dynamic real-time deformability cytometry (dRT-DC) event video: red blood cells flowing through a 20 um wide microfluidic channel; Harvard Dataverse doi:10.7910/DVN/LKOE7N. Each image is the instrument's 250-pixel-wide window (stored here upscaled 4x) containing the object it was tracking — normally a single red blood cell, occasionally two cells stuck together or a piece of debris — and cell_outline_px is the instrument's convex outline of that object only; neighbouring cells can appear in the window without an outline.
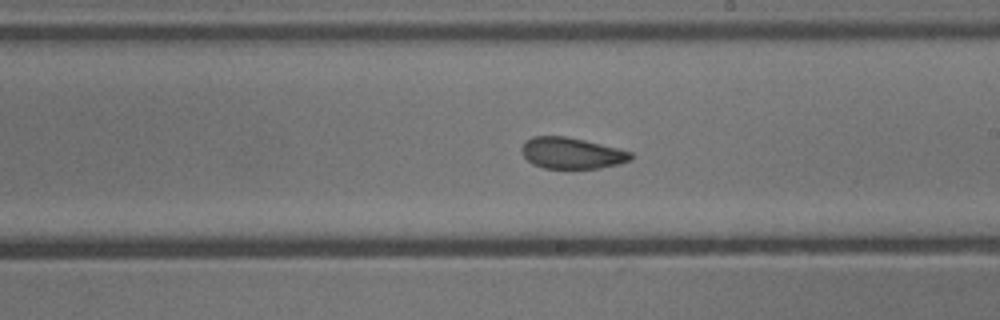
{"species": "common noctule bat (a hibernating species)", "species_latin": "Nyctalus noctula", "temperature_condition": "cold", "stored_images_in_passage": 37, "camera_frame_rate_fps": 3000, "um_per_image_px": 0.085, "animal": {"sex": "male", "body_mass_g": 13.3}, "frame": {"image": 1, "passage_image": 14, "time_ms": 4.333, "image_size_px": [1000, 320], "cell_outline_px": [[632, 160], [620, 164], [600, 168], [544, 168], [532, 164], [524, 156], [520, 148], [524, 140], [532, 136], [564, 136], [584, 140], [632, 152]], "centroid_in_image_um": [48.56, 13.01], "position_along_channel_um": 240.4, "area_um2": 19.88}}
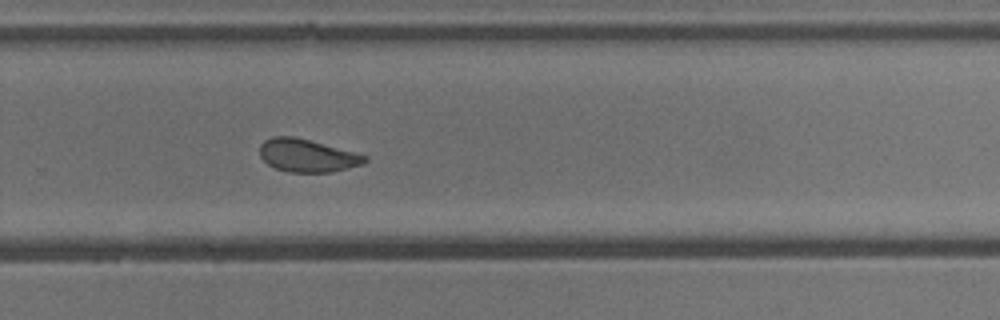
{"frame": {"image": 2, "passage_image": 19, "time_ms": 6.0, "image_size_px": [1000, 320], "cell_outline_px": [[368, 160], [364, 164], [332, 172], [288, 172], [276, 168], [268, 164], [260, 156], [260, 144], [264, 140], [272, 136], [292, 136], [308, 140], [368, 156]], "centroid_in_image_um": [26.1, 13.23], "position_along_channel_um": 303.7, "area_um2": 19.94}}
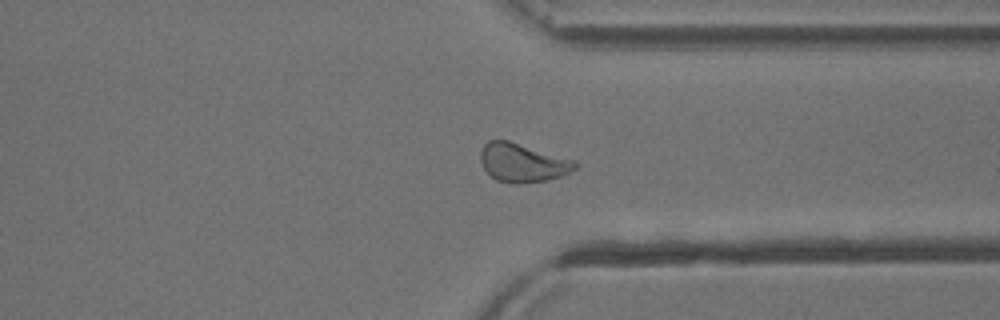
{"frame": {"image": 3, "passage_image": 24, "time_ms": 7.667, "image_size_px": [1000, 320], "cell_outline_px": [[580, 164], [576, 168], [560, 176], [548, 180], [520, 184], [512, 184], [496, 180], [484, 168], [480, 160], [480, 152], [484, 144], [488, 140], [508, 140], [576, 160]], "centroid_in_image_um": [44.43, 13.83], "position_along_channel_um": 367.0, "area_um2": 21.44}, "authors_computed_cell_mechanics": {"area_um2": 21.4438, "velocity_mm_per_s": 3.7958, "shape_relaxation_time_tau1_ms": 4.8753, "shape_relaxation_time_tau2_ms": 2.2557, "deformation_change_tau1": 0.2029, "deformation_change_tau2": 0.0903}}